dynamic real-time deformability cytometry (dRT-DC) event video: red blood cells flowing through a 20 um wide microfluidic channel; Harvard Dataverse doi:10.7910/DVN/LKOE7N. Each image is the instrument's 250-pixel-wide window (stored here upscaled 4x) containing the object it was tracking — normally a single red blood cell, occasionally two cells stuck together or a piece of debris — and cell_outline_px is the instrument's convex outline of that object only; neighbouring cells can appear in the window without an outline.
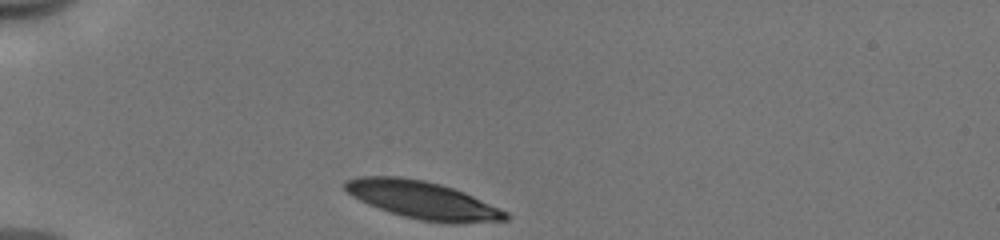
{"species": "human", "species_latin": "Homo sapiens", "temperature_condition": "cold", "stored_images_in_passage": 31, "camera_frame_rate_fps": 3000, "um_per_image_px": 0.085, "donor": {"sex": "male"}, "frame": {"image": 1, "passage_image": 1, "time_ms": 0.0, "image_size_px": [1000, 240], "cell_outline_px": [[508, 220], [452, 224], [420, 220], [404, 216], [368, 204], [352, 196], [344, 188], [344, 180], [356, 176], [400, 176], [424, 180], [440, 184], [464, 192], [500, 208], [508, 212]], "centroid_in_image_um": [35.92, 16.99], "position_along_channel_um": 49.1, "area_um2": 35.14}}
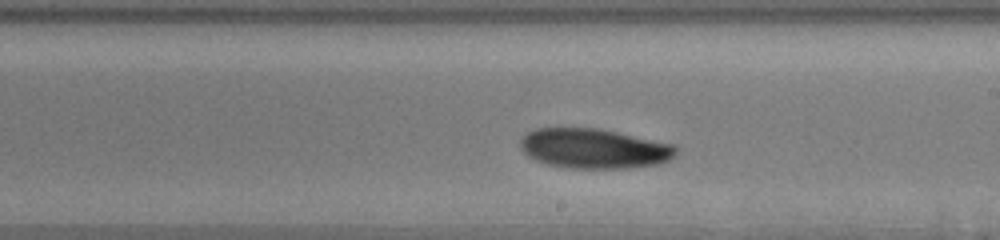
{"frame": {"image": 2, "passage_image": 18, "time_ms": 5.667, "image_size_px": [1000, 240], "cell_outline_px": [[680, 148], [676, 156], [672, 160], [660, 164], [628, 168], [568, 168], [548, 164], [536, 160], [528, 156], [520, 148], [520, 140], [528, 132], [536, 128], [600, 128], [676, 144]], "centroid_in_image_um": [50.58, 12.62], "position_along_channel_um": 238.4, "area_um2": 36.7}}
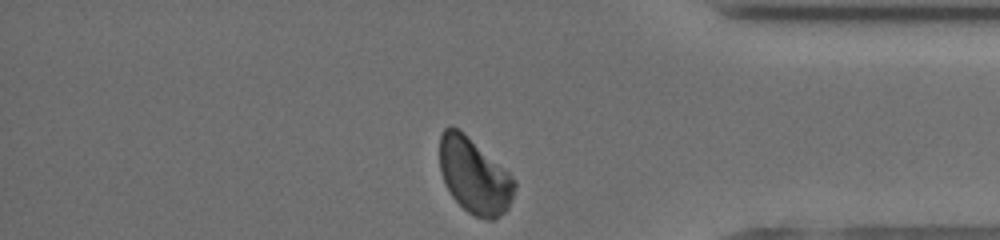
{"frame": {"image": 3, "passage_image": 31, "time_ms": 10.0, "image_size_px": [1000, 240], "cell_outline_px": [[516, 188], [508, 208], [496, 220], [488, 220], [476, 216], [468, 212], [452, 196], [440, 172], [440, 136], [444, 128], [456, 128], [464, 132], [504, 168], [516, 180]], "centroid_in_image_um": [40.34, 14.96], "position_along_channel_um": 394.9, "area_um2": 32.66}, "authors_computed_cell_mechanics": {"area_um2": 36.414, "velocity_mm_per_s": 3.9244, "shape_relaxation_time_tau1_ms": 3.4098, "shape_relaxation_time_tau2_ms": null, "deformation_change_tau1": 0.1115, "deformation_change_tau2": null}}